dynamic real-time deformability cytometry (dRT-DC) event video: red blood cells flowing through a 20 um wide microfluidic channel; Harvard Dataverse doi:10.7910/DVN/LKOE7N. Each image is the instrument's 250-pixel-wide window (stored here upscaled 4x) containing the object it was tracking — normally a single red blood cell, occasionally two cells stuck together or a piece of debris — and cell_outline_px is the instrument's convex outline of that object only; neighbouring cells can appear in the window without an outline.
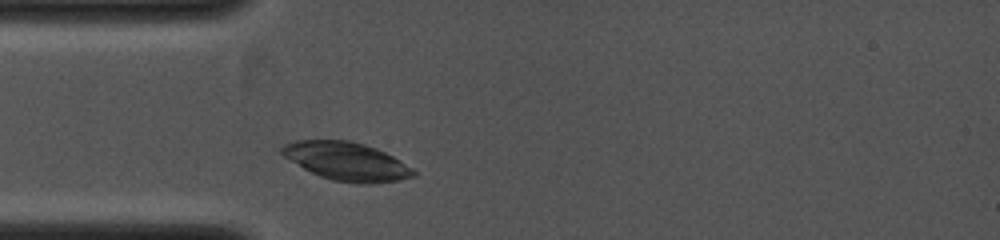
{"species": "common noctule bat (a hibernating species)", "species_latin": "Nyctalus noctula", "temperature_condition": "cold", "stored_images_in_passage": 33, "camera_frame_rate_fps": 4000, "um_per_image_px": 0.085, "animal": {"sex": "female", "body_mass_g": 19.0, "forearm_length_mm": 53.3}, "frame": {"image": 1, "passage_image": 2, "time_ms": 0.5, "image_size_px": [1000, 240], "cell_outline_px": [[416, 176], [400, 180], [376, 184], [360, 184], [332, 180], [320, 176], [304, 168], [284, 156], [280, 152], [280, 148], [284, 144], [296, 140], [348, 140], [364, 144], [376, 148], [400, 160], [412, 168], [416, 172]], "centroid_in_image_um": [29.49, 13.72], "position_along_channel_um": 55.5, "area_um2": 29.36}}
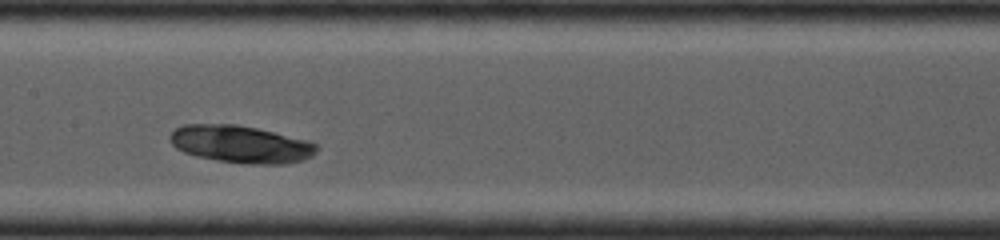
{"frame": {"image": 2, "passage_image": 11, "time_ms": 3.0, "image_size_px": [1000, 240], "cell_outline_px": [[320, 148], [312, 156], [304, 160], [284, 164], [252, 164], [216, 160], [196, 156], [184, 152], [176, 148], [172, 144], [168, 136], [176, 128], [184, 124], [236, 124], [256, 128], [308, 140], [316, 144]], "centroid_in_image_um": [20.48, 12.26], "position_along_channel_um": 186.9, "area_um2": 32.02}}
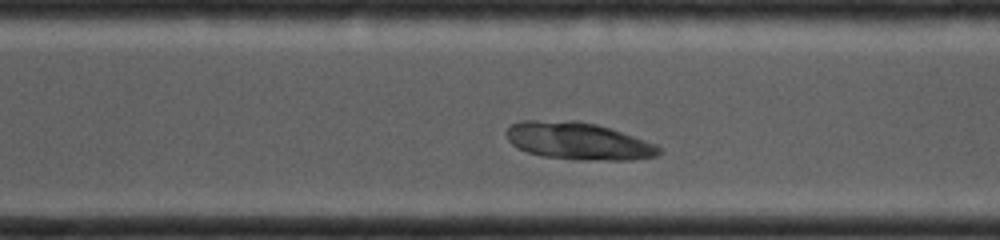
{"frame": {"image": 3, "passage_image": 24, "time_ms": 5.5, "image_size_px": [1000, 240], "cell_outline_px": [[660, 152], [656, 156], [632, 160], [580, 160], [544, 156], [528, 152], [512, 144], [508, 140], [504, 132], [512, 124], [520, 120], [576, 120], [596, 124], [656, 144], [660, 148]], "centroid_in_image_um": [49.11, 11.98], "position_along_channel_um": 321.5, "area_um2": 33.06}}